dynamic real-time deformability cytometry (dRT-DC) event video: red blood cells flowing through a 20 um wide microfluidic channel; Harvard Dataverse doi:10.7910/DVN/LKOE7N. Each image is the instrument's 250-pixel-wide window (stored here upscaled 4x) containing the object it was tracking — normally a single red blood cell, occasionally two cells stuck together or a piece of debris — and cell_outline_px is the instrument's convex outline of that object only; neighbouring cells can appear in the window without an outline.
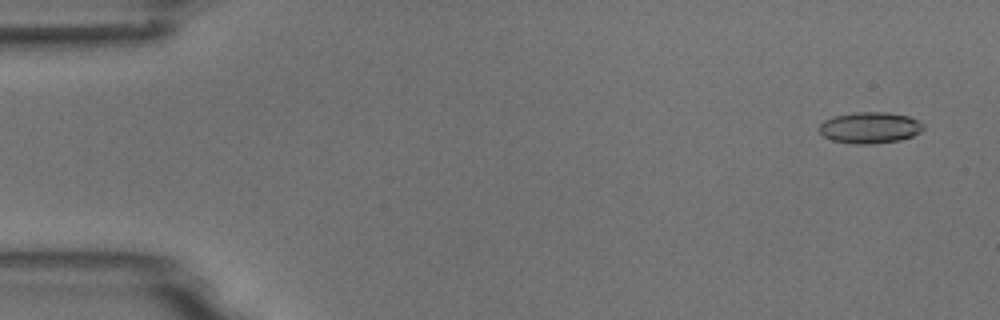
{"species": "common noctule bat (a hibernating species)", "species_latin": "Nyctalus noctula", "temperature_condition": "room temperature", "stored_images_in_passage": 54, "camera_frame_rate_fps": 3000, "um_per_image_px": 0.085, "animal": {"sex": "male", "body_mass_g": 18.8}, "frame": {"image": 1, "passage_image": 3, "time_ms": 0.667, "image_size_px": [1000, 320], "cell_outline_px": [[924, 128], [920, 132], [912, 136], [900, 140], [868, 144], [856, 144], [832, 140], [824, 136], [820, 132], [820, 124], [824, 120], [836, 116], [856, 112], [884, 112], [908, 116], [924, 124]], "centroid_in_image_um": [73.95, 10.85], "position_along_channel_um": 11.0, "area_um2": 18.73}}
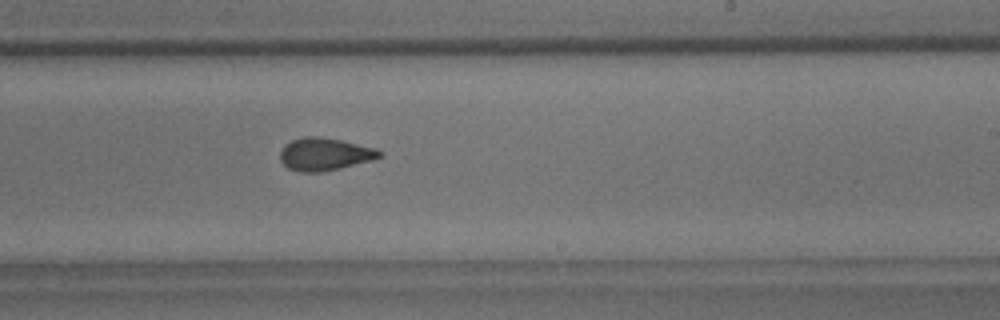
{"frame": {"image": 2, "passage_image": 33, "time_ms": 10.667, "image_size_px": [1000, 320], "cell_outline_px": [[384, 156], [372, 160], [340, 168], [320, 172], [300, 172], [288, 168], [280, 160], [280, 152], [284, 144], [292, 140], [304, 136], [320, 136], [340, 140], [376, 148], [384, 152]], "centroid_in_image_um": [27.61, 13.1], "position_along_channel_um": 261.4, "area_um2": 19.02}}
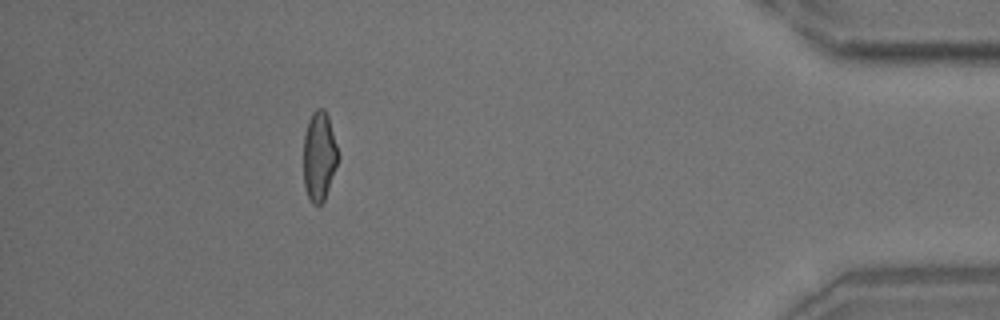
{"frame": {"image": 3, "passage_image": 49, "time_ms": 16.0, "image_size_px": [1000, 320], "cell_outline_px": [[340, 156], [324, 200], [320, 204], [312, 204], [308, 196], [304, 184], [304, 136], [308, 120], [312, 112], [316, 108], [324, 108], [328, 116]], "centroid_in_image_um": [27.14, 13.24], "position_along_channel_um": 408.1, "area_um2": 17.98}, "authors_computed_cell_mechanics": {"area_um2": 18.7561, "velocity_mm_per_s": 3.7326, "shape_relaxation_time_tau1_ms": 6.9302, "shape_relaxation_time_tau2_ms": 1.8208, "deformation_change_tau1": 0.1692, "deformation_change_tau2": 0.0773}}